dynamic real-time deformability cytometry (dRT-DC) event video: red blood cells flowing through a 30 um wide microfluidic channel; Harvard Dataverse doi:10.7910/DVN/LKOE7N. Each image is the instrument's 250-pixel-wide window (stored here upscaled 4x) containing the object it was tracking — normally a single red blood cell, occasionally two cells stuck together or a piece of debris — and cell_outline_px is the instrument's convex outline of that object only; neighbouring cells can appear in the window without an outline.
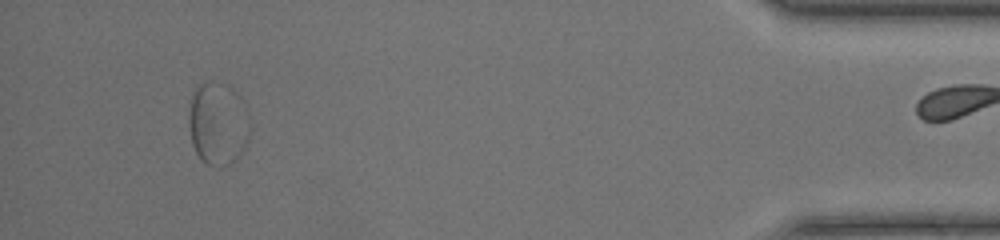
{"species": "common noctule bat (a hibernating species)", "species_latin": "Nyctalus noctula", "temperature_condition": "warm", "stored_images_in_passage": 35, "segment_of_instrument_passage": [2, 2], "camera_frame_rate_fps": 3000, "um_per_image_px": 0.085, "animal": {"sex": "female", "body_mass_g": 17.0, "forearm_length_mm": 48.0}, "frame": {"image": 1, "passage_image": 34, "time_ms": 11.0, "image_size_px": [1000, 240], "cell_outline_px": [[252, 128], [248, 140], [240, 156], [228, 164], [208, 164], [200, 160], [192, 144], [188, 124], [188, 116], [192, 96], [196, 88], [200, 84], [212, 80], [216, 80], [228, 84], [244, 100], [248, 108]], "centroid_in_image_um": [18.57, 10.45], "position_along_channel_um": 416.6, "area_um2": 30.23}}